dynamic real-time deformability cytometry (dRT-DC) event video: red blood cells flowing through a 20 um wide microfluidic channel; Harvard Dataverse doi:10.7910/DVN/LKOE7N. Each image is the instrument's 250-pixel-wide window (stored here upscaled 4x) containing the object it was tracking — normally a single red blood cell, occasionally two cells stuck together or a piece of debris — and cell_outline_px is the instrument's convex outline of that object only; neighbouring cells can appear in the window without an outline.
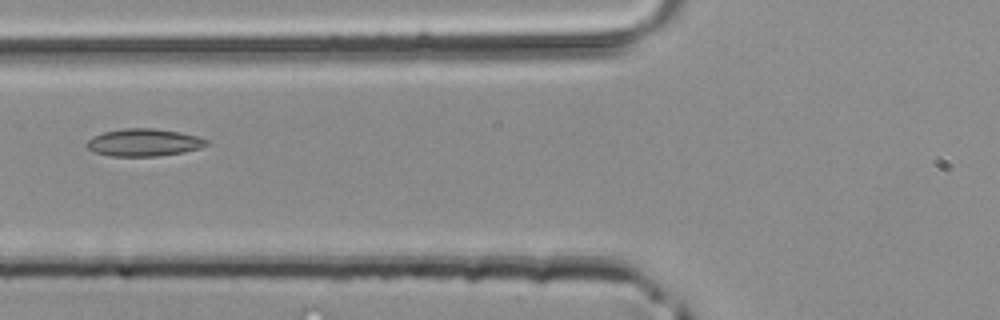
{"species": "common noctule bat (a hibernating species)", "species_latin": "Nyctalus noctula", "temperature_condition": "room temperature", "stored_images_in_passage": 5, "camera_frame_rate_fps": 3000, "um_per_image_px": 0.085, "animal": {"sex": "male", "body_mass_g": 20.4}, "frame": {"image": 1, "passage_image": 5, "time_ms": 1.333, "image_size_px": [1000, 320], "cell_outline_px": [[212, 144], [200, 148], [184, 152], [156, 156], [112, 156], [92, 152], [84, 144], [92, 136], [104, 132], [124, 128], [152, 128], [180, 132], [196, 136], [208, 140]], "centroid_in_image_um": [12.22, 12.11], "position_along_channel_um": 113.6, "area_um2": 19.31}}